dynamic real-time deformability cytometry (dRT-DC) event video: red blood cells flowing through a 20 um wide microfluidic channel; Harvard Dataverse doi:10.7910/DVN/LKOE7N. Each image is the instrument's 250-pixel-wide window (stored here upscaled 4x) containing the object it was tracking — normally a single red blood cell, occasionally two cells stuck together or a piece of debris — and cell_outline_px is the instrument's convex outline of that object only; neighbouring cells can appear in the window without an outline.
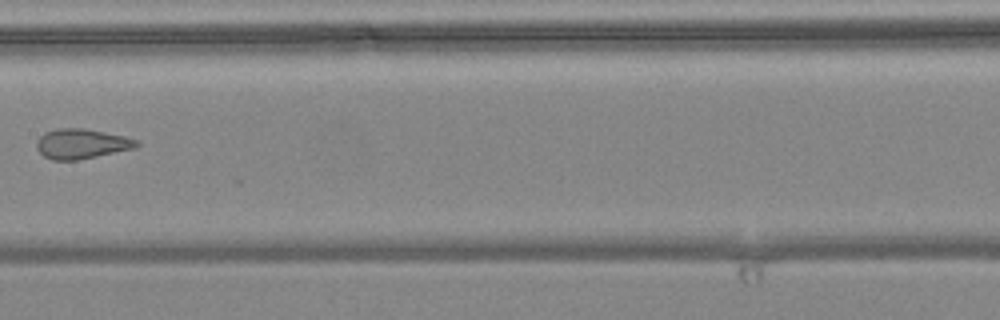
{"species": "common noctule bat (a hibernating species)", "species_latin": "Nyctalus noctula", "temperature_condition": "warm", "stored_images_in_passage": 8, "camera_frame_rate_fps": 3000, "um_per_image_px": 0.085, "animal": {"sex": "female", "body_mass_g": 24.6, "forearm_length_mm": 56.2}, "frame": {"image": 1, "passage_image": 7, "time_ms": 2.0, "image_size_px": [1000, 320], "cell_outline_px": [[140, 144], [136, 148], [76, 160], [52, 160], [44, 156], [36, 148], [36, 140], [44, 132], [56, 128], [84, 128], [124, 136], [136, 140]], "centroid_in_image_um": [6.9, 12.21], "position_along_channel_um": 200.5, "area_um2": 17.4}}
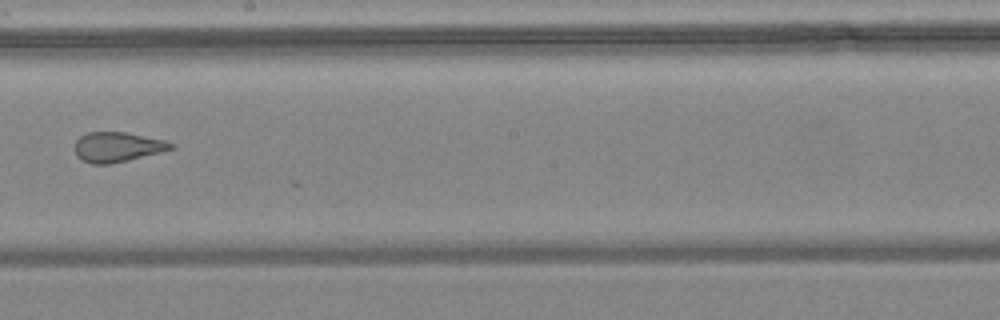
{"frame": {"image": 2, "passage_image": 8, "time_ms": 2.333, "image_size_px": [1000, 320], "cell_outline_px": [[176, 148], [112, 164], [92, 164], [76, 156], [72, 148], [76, 140], [80, 136], [88, 132], [128, 132], [164, 140], [176, 144]], "centroid_in_image_um": [9.96, 12.49], "position_along_channel_um": 238.2, "area_um2": 16.99}}